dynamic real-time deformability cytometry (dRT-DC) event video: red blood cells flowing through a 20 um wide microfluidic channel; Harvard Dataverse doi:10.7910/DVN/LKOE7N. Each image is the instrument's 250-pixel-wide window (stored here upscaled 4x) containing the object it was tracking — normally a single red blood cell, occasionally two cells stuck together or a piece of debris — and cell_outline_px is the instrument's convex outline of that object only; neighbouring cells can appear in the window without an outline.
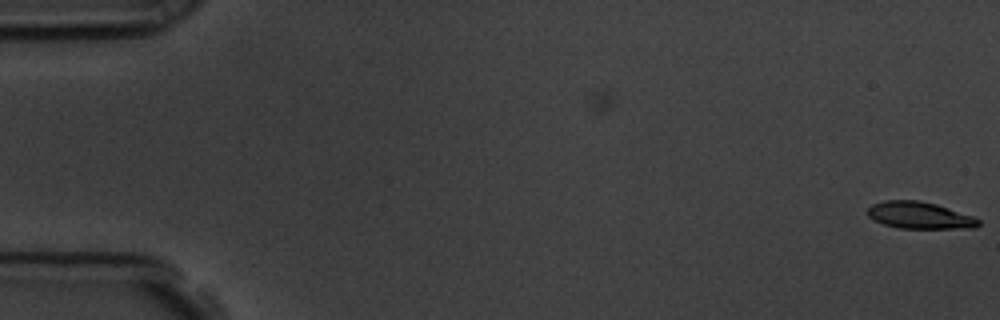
{"species": "common noctule bat (a hibernating species)", "species_latin": "Nyctalus noctula", "temperature_condition": "room temperature", "stored_images_in_passage": 3, "camera_frame_rate_fps": 3000, "um_per_image_px": 0.085, "animal": {"sex": "male", "body_mass_g": 19.5, "forearm_length_mm": 54.6}, "frame": {"image": 1, "passage_image": 3, "time_ms": 0.667, "image_size_px": [1000, 320], "cell_outline_px": [[980, 224], [976, 228], [900, 228], [884, 224], [868, 216], [868, 208], [872, 204], [884, 200], [920, 200], [936, 204], [972, 216], [980, 220]], "centroid_in_image_um": [78.17, 18.3], "position_along_channel_um": 6.8, "area_um2": 17.22}}